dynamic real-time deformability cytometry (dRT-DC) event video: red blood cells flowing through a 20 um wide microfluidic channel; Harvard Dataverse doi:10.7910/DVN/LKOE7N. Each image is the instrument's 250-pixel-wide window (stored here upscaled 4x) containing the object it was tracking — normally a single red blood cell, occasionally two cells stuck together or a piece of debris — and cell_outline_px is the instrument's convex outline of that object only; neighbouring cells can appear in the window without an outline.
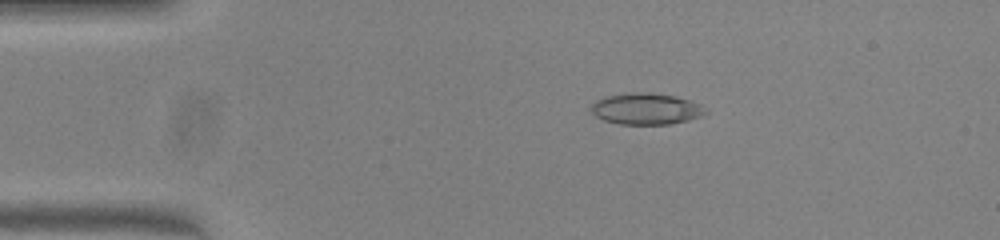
{"species": "common noctule bat (a hibernating species)", "species_latin": "Nyctalus noctula", "temperature_condition": "warm", "stored_images_in_passage": 51, "camera_frame_rate_fps": 3000, "um_per_image_px": 0.085, "animal": {"sex": "female", "body_mass_g": 23.0, "forearm_length_mm": 53.4}, "frame": {"image": 1, "passage_image": 10, "time_ms": 3.0, "image_size_px": [1000, 240], "cell_outline_px": [[708, 112], [700, 116], [688, 120], [672, 124], [620, 124], [604, 120], [596, 116], [592, 112], [592, 104], [596, 100], [604, 96], [632, 92], [648, 92], [676, 96], [700, 104]], "centroid_in_image_um": [54.91, 9.24], "position_along_channel_um": 30.1, "area_um2": 20.87}}
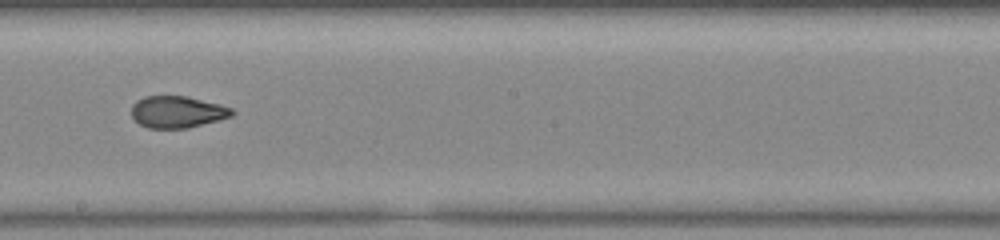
{"frame": {"image": 2, "passage_image": 29, "time_ms": 9.333, "image_size_px": [1000, 240], "cell_outline_px": [[236, 112], [232, 116], [220, 120], [188, 128], [148, 128], [140, 124], [132, 116], [132, 104], [136, 100], [144, 96], [188, 96], [220, 104], [232, 108]], "centroid_in_image_um": [15.1, 9.51], "position_along_channel_um": 233.1, "area_um2": 18.79}}
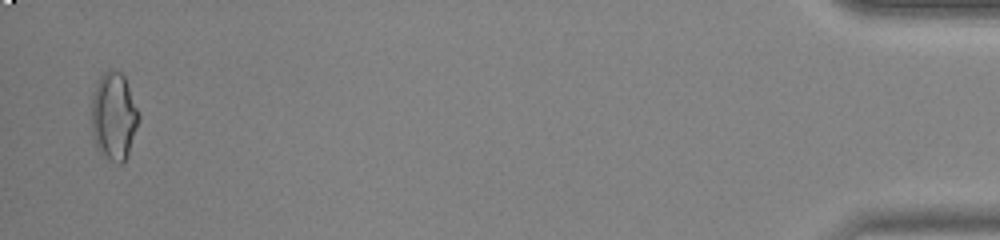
{"frame": {"image": 3, "passage_image": 50, "time_ms": 16.333, "image_size_px": [1000, 240], "cell_outline_px": [[140, 120], [124, 164], [120, 164], [112, 160], [100, 152], [96, 144], [92, 128], [92, 92], [96, 84], [104, 72], [112, 68], [120, 72], [124, 76], [140, 116]], "centroid_in_image_um": [9.69, 9.86], "position_along_channel_um": 425.5, "area_um2": 23.87}, "authors_computed_cell_mechanics": {"area_um2": 20.1722, "velocity_mm_per_s": 4.0384, "shape_relaxation_time_tau1_ms": null, "shape_relaxation_time_tau2_ms": 1.2686, "deformation_change_tau1": null, "deformation_change_tau2": 0.0667}}